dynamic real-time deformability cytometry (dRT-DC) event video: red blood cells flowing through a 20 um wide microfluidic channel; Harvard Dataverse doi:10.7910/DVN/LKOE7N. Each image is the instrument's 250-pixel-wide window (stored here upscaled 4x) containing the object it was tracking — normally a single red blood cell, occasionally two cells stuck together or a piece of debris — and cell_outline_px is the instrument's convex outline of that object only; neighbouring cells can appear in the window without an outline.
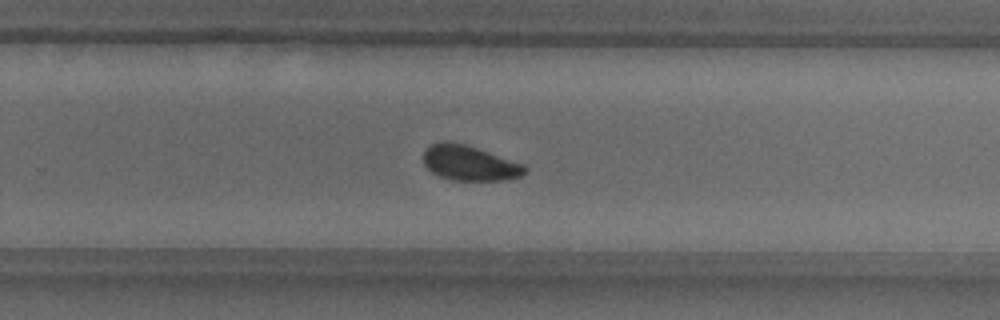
{"species": "common noctule bat (a hibernating species)", "species_latin": "Nyctalus noctula", "temperature_condition": "warm", "stored_images_in_passage": 40, "camera_frame_rate_fps": 3000, "um_per_image_px": 0.085, "animal": {"sex": "male", "body_mass_g": 18.8}, "frame": {"image": 1, "passage_image": 20, "time_ms": 6.333, "image_size_px": [1000, 320], "cell_outline_px": [[528, 168], [520, 176], [508, 180], [452, 180], [440, 176], [432, 172], [424, 164], [424, 152], [432, 144], [444, 140], [448, 140], [464, 144], [524, 164]], "centroid_in_image_um": [39.91, 13.86], "position_along_channel_um": 289.9, "area_um2": 20.52}}
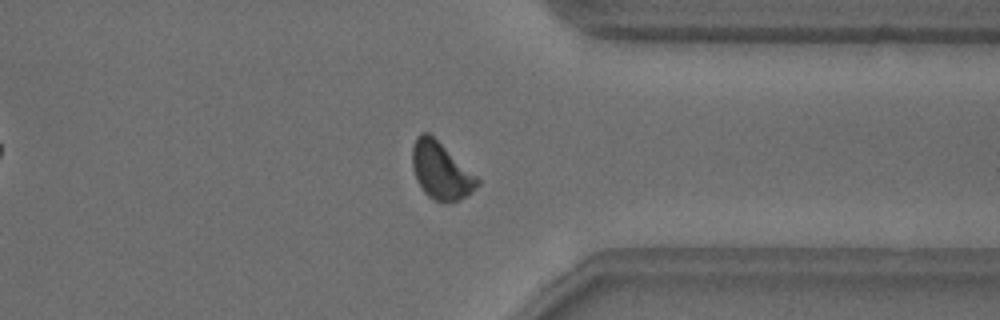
{"frame": {"image": 2, "passage_image": 27, "time_ms": 8.667, "image_size_px": [1000, 320], "cell_outline_px": [[480, 184], [468, 196], [456, 200], [436, 200], [428, 196], [424, 192], [416, 180], [412, 168], [412, 148], [416, 136], [420, 132], [428, 132], [476, 176], [480, 180]], "centroid_in_image_um": [37.45, 14.49], "position_along_channel_um": 374.0, "area_um2": 21.21}}
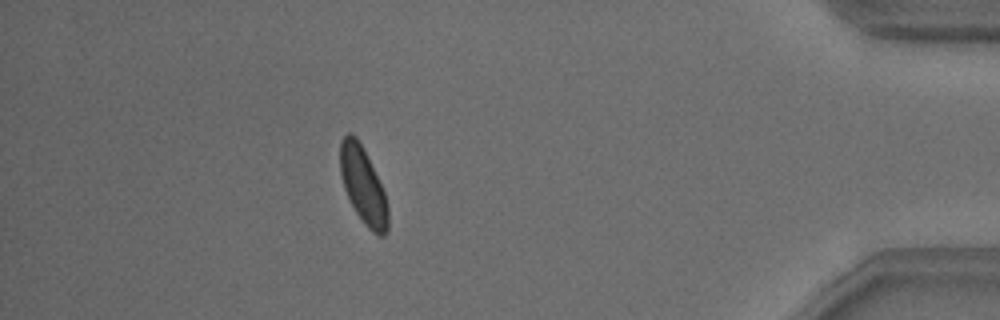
{"frame": {"image": 3, "passage_image": 33, "time_ms": 10.667, "image_size_px": [1000, 320], "cell_outline_px": [[388, 232], [384, 236], [380, 236], [372, 232], [364, 224], [356, 212], [344, 188], [340, 172], [340, 140], [348, 132], [352, 132], [356, 136], [384, 192], [388, 208]], "centroid_in_image_um": [30.85, 15.8], "position_along_channel_um": 404.3, "area_um2": 20.92}}